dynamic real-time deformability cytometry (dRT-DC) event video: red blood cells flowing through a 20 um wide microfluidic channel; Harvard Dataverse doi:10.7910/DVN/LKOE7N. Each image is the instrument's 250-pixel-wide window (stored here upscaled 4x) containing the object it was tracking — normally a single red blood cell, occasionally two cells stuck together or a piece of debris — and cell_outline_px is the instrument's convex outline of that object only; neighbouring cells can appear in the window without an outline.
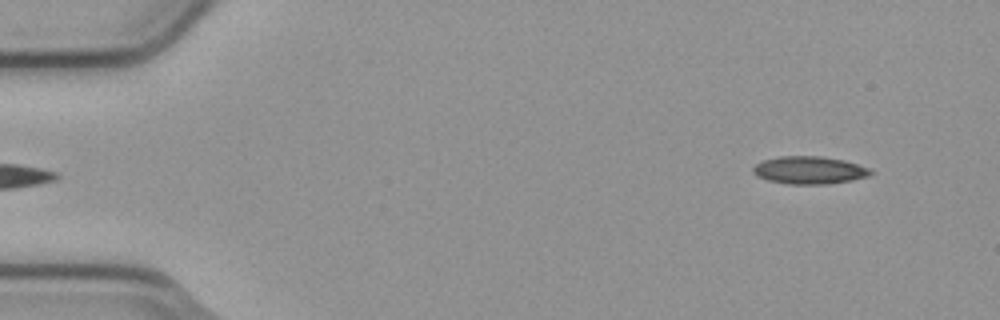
{"species": "common noctule bat (a hibernating species)", "species_latin": "Nyctalus noctula", "temperature_condition": "cold", "stored_images_in_passage": 5, "segment_of_instrument_passage": [2, 2], "camera_frame_rate_fps": 3000, "um_per_image_px": 0.085, "animal": {"sex": "male", "body_mass_g": 23.1, "forearm_length_mm": 52.7}, "frame": {"image": 1, "passage_image": 5, "time_ms": 1.333, "image_size_px": [1000, 320], "cell_outline_px": [[872, 172], [868, 176], [852, 180], [828, 184], [788, 184], [768, 180], [756, 176], [752, 172], [752, 168], [756, 164], [764, 160], [780, 156], [820, 156], [844, 160], [868, 168]], "centroid_in_image_um": [68.76, 14.47], "position_along_channel_um": 16.2, "area_um2": 18.84}}